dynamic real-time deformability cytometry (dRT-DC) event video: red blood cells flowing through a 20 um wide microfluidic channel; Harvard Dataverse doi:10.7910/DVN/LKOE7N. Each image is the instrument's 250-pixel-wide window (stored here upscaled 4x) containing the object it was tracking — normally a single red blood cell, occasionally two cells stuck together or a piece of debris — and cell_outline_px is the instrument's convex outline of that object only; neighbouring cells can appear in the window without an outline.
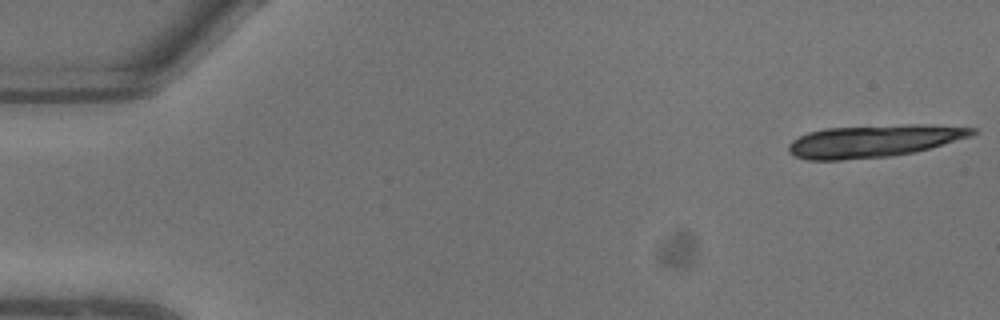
{"species": "common noctule bat (a hibernating species)", "species_latin": "Nyctalus noctula", "temperature_condition": "warm", "stored_images_in_passage": 10, "camera_frame_rate_fps": 3000, "um_per_image_px": 0.085, "animal": {"sex": "male", "body_mass_g": 13.3}, "frame": {"image": 1, "passage_image": 1, "time_ms": 0.0, "image_size_px": [1000, 320], "cell_outline_px": [[980, 132], [972, 136], [928, 148], [912, 152], [888, 156], [840, 160], [808, 160], [796, 156], [788, 152], [788, 144], [792, 140], [808, 132], [824, 128], [908, 124], [924, 124], [976, 128]], "centroid_in_image_um": [74.27, 11.97], "position_along_channel_um": 10.7, "area_um2": 34.56}}
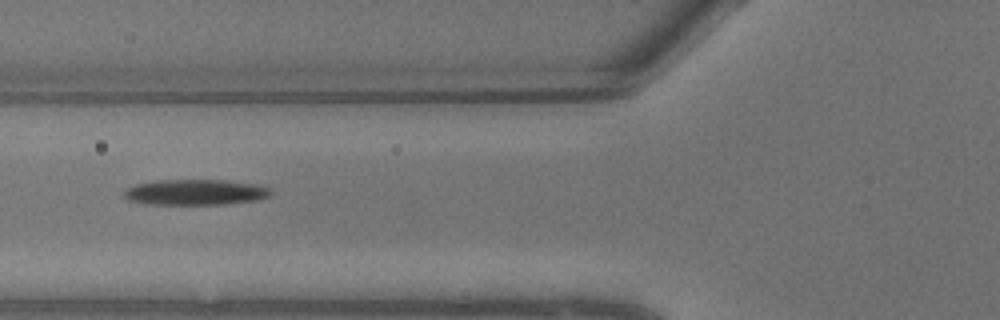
{"frame": {"image": 2, "passage_image": 9, "time_ms": 2.667, "image_size_px": [1000, 320], "cell_outline_px": [[272, 196], [260, 200], [224, 204], [144, 204], [128, 200], [124, 196], [124, 192], [128, 188], [136, 184], [152, 180], [224, 180], [256, 184], [268, 188], [272, 192]], "centroid_in_image_um": [16.62, 16.34], "position_along_channel_um": 109.2, "area_um2": 22.08}}
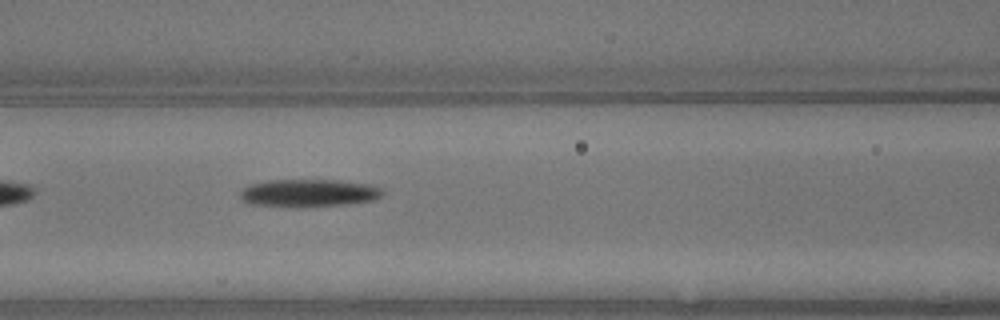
{"frame": {"image": 3, "passage_image": 10, "time_ms": 3.0, "image_size_px": [1000, 320], "cell_outline_px": [[384, 192], [376, 200], [344, 204], [252, 204], [240, 200], [240, 192], [248, 184], [268, 180], [336, 180], [372, 184], [384, 188]], "centroid_in_image_um": [26.3, 16.34], "position_along_channel_um": 140.3, "area_um2": 22.08}}